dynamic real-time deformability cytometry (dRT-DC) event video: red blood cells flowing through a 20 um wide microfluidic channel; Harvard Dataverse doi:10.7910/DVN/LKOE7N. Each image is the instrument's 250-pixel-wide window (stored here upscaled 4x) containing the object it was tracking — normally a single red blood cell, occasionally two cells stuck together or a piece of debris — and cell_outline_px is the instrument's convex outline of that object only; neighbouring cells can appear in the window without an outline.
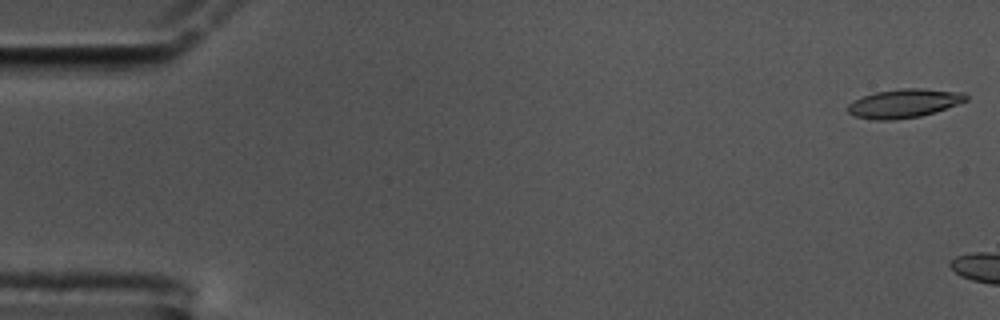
{"species": "common noctule bat (a hibernating species)", "species_latin": "Nyctalus noctula", "temperature_condition": "cold", "stored_images_in_passage": 5, "camera_frame_rate_fps": 3000, "um_per_image_px": 0.085, "animal": {"sex": "male", "body_mass_g": 17.5, "forearm_length_mm": 52.3}, "frame": {"image": 1, "passage_image": 1, "time_ms": 0.0, "image_size_px": [1000, 320], "cell_outline_px": [[968, 100], [936, 112], [920, 116], [892, 120], [872, 120], [856, 116], [848, 112], [848, 104], [864, 96], [876, 92], [900, 88], [920, 88], [964, 92], [968, 96]], "centroid_in_image_um": [76.88, 8.78], "position_along_channel_um": 8.1, "area_um2": 19.77}}